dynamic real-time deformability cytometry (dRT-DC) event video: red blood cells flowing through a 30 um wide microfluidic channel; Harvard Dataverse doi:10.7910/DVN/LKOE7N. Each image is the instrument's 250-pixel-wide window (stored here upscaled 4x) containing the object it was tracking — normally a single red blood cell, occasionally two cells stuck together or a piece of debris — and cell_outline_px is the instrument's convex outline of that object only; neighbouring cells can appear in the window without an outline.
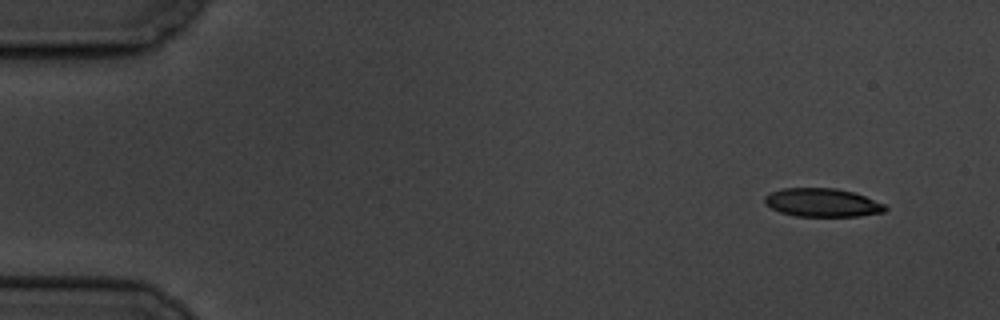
{"species": "common noctule bat (a hibernating species)", "species_latin": "Nyctalus noctula", "temperature_condition": "cold", "stored_images_in_passage": 5, "segment_of_instrument_passage": [1, 2], "camera_frame_rate_fps": 3000, "um_per_image_px": 0.085, "animal": {"sex": "male", "body_mass_g": 19.5, "forearm_length_mm": 54.6}, "frame": {"image": 1, "passage_image": 1, "time_ms": 0.0, "image_size_px": [1000, 320], "cell_outline_px": [[888, 208], [884, 212], [860, 216], [796, 216], [780, 212], [764, 204], [764, 196], [772, 192], [784, 188], [836, 188], [852, 192], [864, 196], [884, 204]], "centroid_in_image_um": [69.88, 17.22], "position_along_channel_um": 15.1, "area_um2": 19.88}}
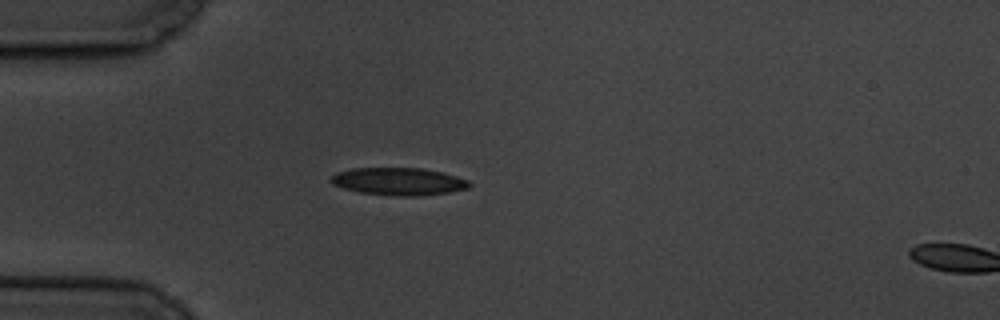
{"frame": {"image": 2, "passage_image": 4, "time_ms": 4.0, "image_size_px": [1000, 320], "cell_outline_px": [[472, 184], [468, 188], [448, 192], [416, 196], [396, 196], [360, 192], [344, 188], [332, 184], [332, 176], [336, 172], [352, 168], [424, 168], [456, 176], [468, 180]], "centroid_in_image_um": [33.89, 15.42], "position_along_channel_um": 51.1, "area_um2": 22.02}}